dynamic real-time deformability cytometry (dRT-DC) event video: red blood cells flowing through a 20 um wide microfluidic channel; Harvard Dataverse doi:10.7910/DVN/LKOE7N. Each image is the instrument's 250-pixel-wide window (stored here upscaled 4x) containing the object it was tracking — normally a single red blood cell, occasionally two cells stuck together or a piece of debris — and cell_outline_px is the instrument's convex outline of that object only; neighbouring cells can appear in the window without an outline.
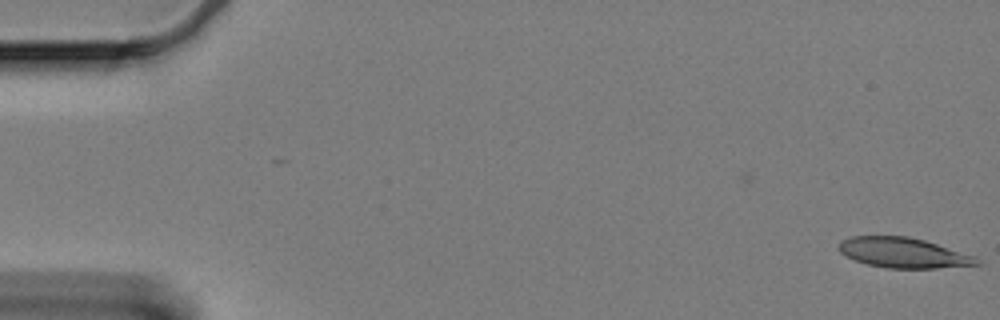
{"species": "Egyptian fruit bat (a non-hibernating species)", "species_latin": "Rousettus aegyptiacus", "temperature_condition": "cold", "stored_images_in_passage": 18, "camera_frame_rate_fps": 3000, "um_per_image_px": 0.085, "animal": {"sex": "female"}, "frame": {"image": 1, "passage_image": 1, "time_ms": 0.0, "image_size_px": [1000, 320], "cell_outline_px": [[980, 264], [936, 268], [888, 268], [868, 264], [856, 260], [840, 252], [840, 240], [852, 236], [908, 236], [924, 240], [976, 256], [980, 260]], "centroid_in_image_um": [76.81, 21.48], "position_along_channel_um": 8.2, "area_um2": 23.99}}